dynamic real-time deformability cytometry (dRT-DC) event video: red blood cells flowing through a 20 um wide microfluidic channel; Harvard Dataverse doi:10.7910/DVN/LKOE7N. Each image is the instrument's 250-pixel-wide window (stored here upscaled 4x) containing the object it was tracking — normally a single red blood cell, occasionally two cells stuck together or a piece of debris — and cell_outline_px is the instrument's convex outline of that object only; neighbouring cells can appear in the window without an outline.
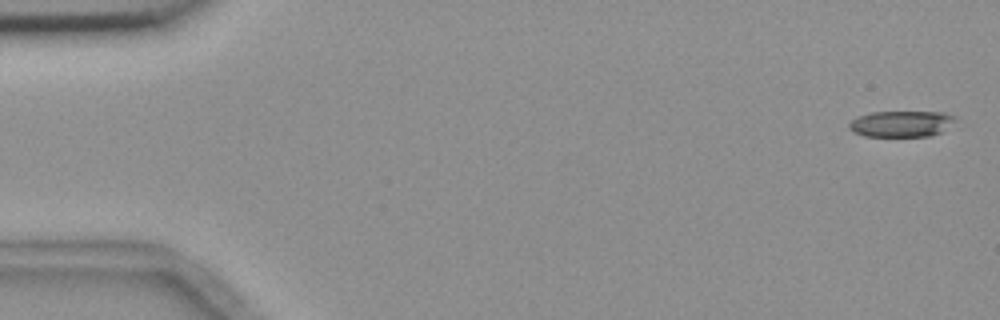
{"species": "common noctule bat (a hibernating species)", "species_latin": "Nyctalus noctula", "temperature_condition": "room temperature", "stored_images_in_passage": 5, "camera_frame_rate_fps": 3000, "um_per_image_px": 0.085, "animal": {"sex": "female", "body_mass_g": 18.4}, "frame": {"image": 1, "passage_image": 1, "time_ms": 0.0, "image_size_px": [1000, 320], "cell_outline_px": [[956, 120], [940, 132], [928, 136], [864, 136], [852, 132], [848, 128], [848, 124], [852, 120], [860, 116], [872, 112], [944, 112], [956, 116]], "centroid_in_image_um": [76.59, 10.52], "position_along_channel_um": 8.4, "area_um2": 16.07}}
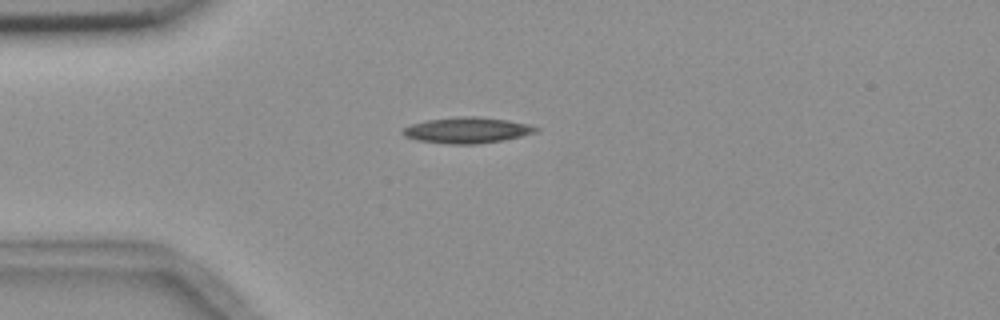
{"frame": {"image": 2, "passage_image": 4, "time_ms": 4.333, "image_size_px": [1000, 320], "cell_outline_px": [[540, 128], [536, 132], [504, 140], [476, 144], [448, 144], [416, 140], [404, 136], [400, 132], [404, 128], [412, 124], [428, 120], [460, 116], [476, 116], [508, 120], [532, 124]], "centroid_in_image_um": [39.72, 11.07], "position_along_channel_um": 45.3, "area_um2": 20.17}}
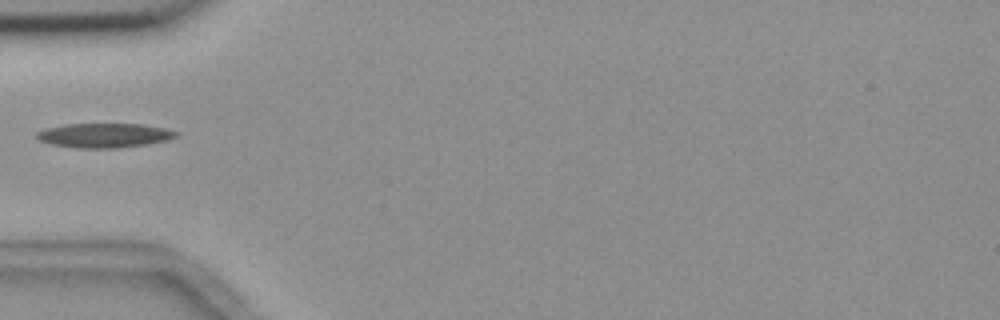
{"frame": {"image": 3, "passage_image": 5, "time_ms": 5.667, "image_size_px": [1000, 320], "cell_outline_px": [[180, 136], [168, 140], [148, 144], [116, 148], [80, 148], [52, 144], [40, 140], [36, 136], [36, 132], [48, 128], [64, 124], [144, 124], [164, 128], [180, 132]], "centroid_in_image_um": [8.94, 11.5], "position_along_channel_um": 76.1, "area_um2": 19.83}}